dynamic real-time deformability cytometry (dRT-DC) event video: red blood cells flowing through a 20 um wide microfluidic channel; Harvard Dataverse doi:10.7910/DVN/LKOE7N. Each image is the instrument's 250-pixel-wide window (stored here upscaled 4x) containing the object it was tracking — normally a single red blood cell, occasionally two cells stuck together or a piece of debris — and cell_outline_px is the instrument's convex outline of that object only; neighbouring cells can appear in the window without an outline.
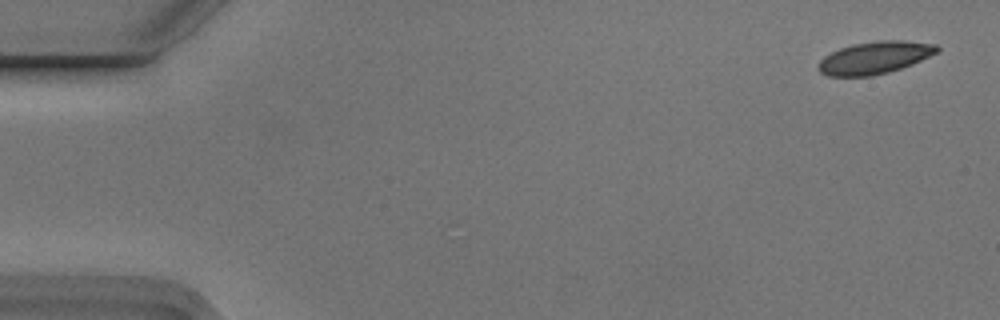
{"species": "Egyptian fruit bat (a non-hibernating species)", "species_latin": "Rousettus aegyptiacus", "temperature_condition": "cold", "stored_images_in_passage": 5, "camera_frame_rate_fps": 3000, "um_per_image_px": 0.085, "animal": {"sex": "male"}, "frame": {"image": 1, "passage_image": 1, "time_ms": 0.0, "image_size_px": [1000, 320], "cell_outline_px": [[940, 52], [912, 64], [888, 72], [872, 76], [828, 76], [820, 72], [820, 60], [824, 56], [840, 48], [852, 44], [876, 40], [904, 40], [936, 44], [940, 48]], "centroid_in_image_um": [74.4, 4.89], "position_along_channel_um": 10.6, "area_um2": 22.43}}
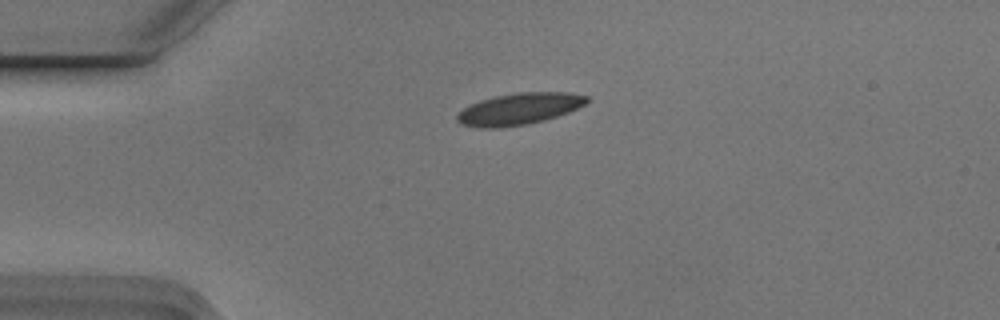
{"frame": {"image": 2, "passage_image": 4, "time_ms": 1.0, "image_size_px": [1000, 320], "cell_outline_px": [[592, 100], [568, 112], [544, 120], [524, 124], [496, 128], [480, 128], [460, 124], [456, 120], [456, 116], [464, 108], [480, 100], [496, 96], [516, 92], [568, 92], [588, 96]], "centroid_in_image_um": [44.13, 9.25], "position_along_channel_um": 40.9, "area_um2": 23.76}}